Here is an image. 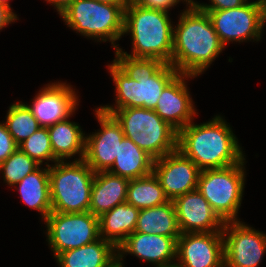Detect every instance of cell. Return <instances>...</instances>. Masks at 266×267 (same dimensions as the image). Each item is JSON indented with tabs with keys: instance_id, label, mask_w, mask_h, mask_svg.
<instances>
[{
	"instance_id": "1",
	"label": "cell",
	"mask_w": 266,
	"mask_h": 267,
	"mask_svg": "<svg viewBox=\"0 0 266 267\" xmlns=\"http://www.w3.org/2000/svg\"><path fill=\"white\" fill-rule=\"evenodd\" d=\"M108 65L116 85V105L100 108L109 114L124 108L155 109L164 87L178 74L168 63L153 58H136L115 52Z\"/></svg>"
},
{
	"instance_id": "2",
	"label": "cell",
	"mask_w": 266,
	"mask_h": 267,
	"mask_svg": "<svg viewBox=\"0 0 266 267\" xmlns=\"http://www.w3.org/2000/svg\"><path fill=\"white\" fill-rule=\"evenodd\" d=\"M174 27L171 65L178 73L199 76L224 50L209 15L188 6Z\"/></svg>"
},
{
	"instance_id": "3",
	"label": "cell",
	"mask_w": 266,
	"mask_h": 267,
	"mask_svg": "<svg viewBox=\"0 0 266 267\" xmlns=\"http://www.w3.org/2000/svg\"><path fill=\"white\" fill-rule=\"evenodd\" d=\"M230 125L215 116L202 124L190 122L178 131L177 149L200 169L224 168L244 159Z\"/></svg>"
},
{
	"instance_id": "4",
	"label": "cell",
	"mask_w": 266,
	"mask_h": 267,
	"mask_svg": "<svg viewBox=\"0 0 266 267\" xmlns=\"http://www.w3.org/2000/svg\"><path fill=\"white\" fill-rule=\"evenodd\" d=\"M131 33L132 54L136 58H153L171 64L174 27L168 12L140 7L131 1L124 10L123 34Z\"/></svg>"
},
{
	"instance_id": "5",
	"label": "cell",
	"mask_w": 266,
	"mask_h": 267,
	"mask_svg": "<svg viewBox=\"0 0 266 267\" xmlns=\"http://www.w3.org/2000/svg\"><path fill=\"white\" fill-rule=\"evenodd\" d=\"M112 115L129 138L154 160L177 150L178 131L160 118L153 109L124 108Z\"/></svg>"
},
{
	"instance_id": "6",
	"label": "cell",
	"mask_w": 266,
	"mask_h": 267,
	"mask_svg": "<svg viewBox=\"0 0 266 267\" xmlns=\"http://www.w3.org/2000/svg\"><path fill=\"white\" fill-rule=\"evenodd\" d=\"M94 176L95 172L84 160L49 165L52 212H88Z\"/></svg>"
},
{
	"instance_id": "7",
	"label": "cell",
	"mask_w": 266,
	"mask_h": 267,
	"mask_svg": "<svg viewBox=\"0 0 266 267\" xmlns=\"http://www.w3.org/2000/svg\"><path fill=\"white\" fill-rule=\"evenodd\" d=\"M68 27L83 36L106 42L117 50L115 42L123 36L124 9L95 0H74L60 14Z\"/></svg>"
},
{
	"instance_id": "8",
	"label": "cell",
	"mask_w": 266,
	"mask_h": 267,
	"mask_svg": "<svg viewBox=\"0 0 266 267\" xmlns=\"http://www.w3.org/2000/svg\"><path fill=\"white\" fill-rule=\"evenodd\" d=\"M244 160L224 168L201 170L198 177L197 190L224 223L239 221L246 175Z\"/></svg>"
},
{
	"instance_id": "9",
	"label": "cell",
	"mask_w": 266,
	"mask_h": 267,
	"mask_svg": "<svg viewBox=\"0 0 266 267\" xmlns=\"http://www.w3.org/2000/svg\"><path fill=\"white\" fill-rule=\"evenodd\" d=\"M47 240L54 258L63 251L90 244L100 238L99 217L92 213L51 212L46 220Z\"/></svg>"
},
{
	"instance_id": "10",
	"label": "cell",
	"mask_w": 266,
	"mask_h": 267,
	"mask_svg": "<svg viewBox=\"0 0 266 267\" xmlns=\"http://www.w3.org/2000/svg\"><path fill=\"white\" fill-rule=\"evenodd\" d=\"M206 12L220 41L226 47L229 42L259 41L262 35L261 3L246 2L238 8L225 10H201Z\"/></svg>"
},
{
	"instance_id": "11",
	"label": "cell",
	"mask_w": 266,
	"mask_h": 267,
	"mask_svg": "<svg viewBox=\"0 0 266 267\" xmlns=\"http://www.w3.org/2000/svg\"><path fill=\"white\" fill-rule=\"evenodd\" d=\"M224 267H258L266 252V234L241 221L225 222Z\"/></svg>"
},
{
	"instance_id": "12",
	"label": "cell",
	"mask_w": 266,
	"mask_h": 267,
	"mask_svg": "<svg viewBox=\"0 0 266 267\" xmlns=\"http://www.w3.org/2000/svg\"><path fill=\"white\" fill-rule=\"evenodd\" d=\"M101 129L86 137L84 161L95 172L108 171L118 156L124 138L121 125L112 114L100 107L95 110Z\"/></svg>"
},
{
	"instance_id": "13",
	"label": "cell",
	"mask_w": 266,
	"mask_h": 267,
	"mask_svg": "<svg viewBox=\"0 0 266 267\" xmlns=\"http://www.w3.org/2000/svg\"><path fill=\"white\" fill-rule=\"evenodd\" d=\"M176 259L175 267H224L222 231L181 233Z\"/></svg>"
},
{
	"instance_id": "14",
	"label": "cell",
	"mask_w": 266,
	"mask_h": 267,
	"mask_svg": "<svg viewBox=\"0 0 266 267\" xmlns=\"http://www.w3.org/2000/svg\"><path fill=\"white\" fill-rule=\"evenodd\" d=\"M200 169L178 149L154 160L153 173L171 201L197 189Z\"/></svg>"
},
{
	"instance_id": "15",
	"label": "cell",
	"mask_w": 266,
	"mask_h": 267,
	"mask_svg": "<svg viewBox=\"0 0 266 267\" xmlns=\"http://www.w3.org/2000/svg\"><path fill=\"white\" fill-rule=\"evenodd\" d=\"M32 101V105H25L40 127H49L68 119L79 105L75 89L63 82L46 85Z\"/></svg>"
},
{
	"instance_id": "16",
	"label": "cell",
	"mask_w": 266,
	"mask_h": 267,
	"mask_svg": "<svg viewBox=\"0 0 266 267\" xmlns=\"http://www.w3.org/2000/svg\"><path fill=\"white\" fill-rule=\"evenodd\" d=\"M173 204L181 233L223 230L224 222L197 189L177 197Z\"/></svg>"
},
{
	"instance_id": "17",
	"label": "cell",
	"mask_w": 266,
	"mask_h": 267,
	"mask_svg": "<svg viewBox=\"0 0 266 267\" xmlns=\"http://www.w3.org/2000/svg\"><path fill=\"white\" fill-rule=\"evenodd\" d=\"M195 76L178 73L162 90L154 109L157 115L179 131L193 121L196 109L186 81Z\"/></svg>"
},
{
	"instance_id": "18",
	"label": "cell",
	"mask_w": 266,
	"mask_h": 267,
	"mask_svg": "<svg viewBox=\"0 0 266 267\" xmlns=\"http://www.w3.org/2000/svg\"><path fill=\"white\" fill-rule=\"evenodd\" d=\"M177 239L133 232L117 248L118 261H122L123 254L128 253L143 261L153 263L155 267H175Z\"/></svg>"
},
{
	"instance_id": "19",
	"label": "cell",
	"mask_w": 266,
	"mask_h": 267,
	"mask_svg": "<svg viewBox=\"0 0 266 267\" xmlns=\"http://www.w3.org/2000/svg\"><path fill=\"white\" fill-rule=\"evenodd\" d=\"M129 179L108 171L95 173L91 187L89 212L100 217L118 204L126 202Z\"/></svg>"
},
{
	"instance_id": "20",
	"label": "cell",
	"mask_w": 266,
	"mask_h": 267,
	"mask_svg": "<svg viewBox=\"0 0 266 267\" xmlns=\"http://www.w3.org/2000/svg\"><path fill=\"white\" fill-rule=\"evenodd\" d=\"M117 248L103 238L76 249L59 253L60 267H114L118 263Z\"/></svg>"
},
{
	"instance_id": "21",
	"label": "cell",
	"mask_w": 266,
	"mask_h": 267,
	"mask_svg": "<svg viewBox=\"0 0 266 267\" xmlns=\"http://www.w3.org/2000/svg\"><path fill=\"white\" fill-rule=\"evenodd\" d=\"M139 209L123 202L99 217V236L118 248L135 231Z\"/></svg>"
},
{
	"instance_id": "22",
	"label": "cell",
	"mask_w": 266,
	"mask_h": 267,
	"mask_svg": "<svg viewBox=\"0 0 266 267\" xmlns=\"http://www.w3.org/2000/svg\"><path fill=\"white\" fill-rule=\"evenodd\" d=\"M54 157L66 161L79 154L75 161L83 160L85 155L86 136L79 124L68 119L47 127Z\"/></svg>"
},
{
	"instance_id": "23",
	"label": "cell",
	"mask_w": 266,
	"mask_h": 267,
	"mask_svg": "<svg viewBox=\"0 0 266 267\" xmlns=\"http://www.w3.org/2000/svg\"><path fill=\"white\" fill-rule=\"evenodd\" d=\"M154 159L129 138L124 137L119 145L118 156L108 172L129 180L153 173Z\"/></svg>"
},
{
	"instance_id": "24",
	"label": "cell",
	"mask_w": 266,
	"mask_h": 267,
	"mask_svg": "<svg viewBox=\"0 0 266 267\" xmlns=\"http://www.w3.org/2000/svg\"><path fill=\"white\" fill-rule=\"evenodd\" d=\"M46 168L38 167L21 180L16 187L23 202L30 208L38 210L43 220L52 212L50 183H49V163L45 162Z\"/></svg>"
},
{
	"instance_id": "25",
	"label": "cell",
	"mask_w": 266,
	"mask_h": 267,
	"mask_svg": "<svg viewBox=\"0 0 266 267\" xmlns=\"http://www.w3.org/2000/svg\"><path fill=\"white\" fill-rule=\"evenodd\" d=\"M134 232L179 238L181 231L173 201L169 200L155 207L140 209Z\"/></svg>"
},
{
	"instance_id": "26",
	"label": "cell",
	"mask_w": 266,
	"mask_h": 267,
	"mask_svg": "<svg viewBox=\"0 0 266 267\" xmlns=\"http://www.w3.org/2000/svg\"><path fill=\"white\" fill-rule=\"evenodd\" d=\"M168 201L154 173L129 181L126 202L137 209L155 207Z\"/></svg>"
},
{
	"instance_id": "27",
	"label": "cell",
	"mask_w": 266,
	"mask_h": 267,
	"mask_svg": "<svg viewBox=\"0 0 266 267\" xmlns=\"http://www.w3.org/2000/svg\"><path fill=\"white\" fill-rule=\"evenodd\" d=\"M4 123L17 145L21 144L40 128L37 119L25 103L21 101L9 107Z\"/></svg>"
},
{
	"instance_id": "28",
	"label": "cell",
	"mask_w": 266,
	"mask_h": 267,
	"mask_svg": "<svg viewBox=\"0 0 266 267\" xmlns=\"http://www.w3.org/2000/svg\"><path fill=\"white\" fill-rule=\"evenodd\" d=\"M39 166L32 158L18 148L7 160L0 164V171L3 174L4 181L11 187L18 184Z\"/></svg>"
},
{
	"instance_id": "29",
	"label": "cell",
	"mask_w": 266,
	"mask_h": 267,
	"mask_svg": "<svg viewBox=\"0 0 266 267\" xmlns=\"http://www.w3.org/2000/svg\"><path fill=\"white\" fill-rule=\"evenodd\" d=\"M18 148L40 166L45 160L54 163L58 161L53 154L47 127H40L33 135L19 144Z\"/></svg>"
},
{
	"instance_id": "30",
	"label": "cell",
	"mask_w": 266,
	"mask_h": 267,
	"mask_svg": "<svg viewBox=\"0 0 266 267\" xmlns=\"http://www.w3.org/2000/svg\"><path fill=\"white\" fill-rule=\"evenodd\" d=\"M17 149L18 145L9 134L5 123H0V164L7 160Z\"/></svg>"
},
{
	"instance_id": "31",
	"label": "cell",
	"mask_w": 266,
	"mask_h": 267,
	"mask_svg": "<svg viewBox=\"0 0 266 267\" xmlns=\"http://www.w3.org/2000/svg\"><path fill=\"white\" fill-rule=\"evenodd\" d=\"M211 4H200L196 2L194 5L199 10H225L230 8H238L245 4L248 0H210Z\"/></svg>"
},
{
	"instance_id": "32",
	"label": "cell",
	"mask_w": 266,
	"mask_h": 267,
	"mask_svg": "<svg viewBox=\"0 0 266 267\" xmlns=\"http://www.w3.org/2000/svg\"><path fill=\"white\" fill-rule=\"evenodd\" d=\"M182 0H133L137 5L146 9H155L168 12Z\"/></svg>"
},
{
	"instance_id": "33",
	"label": "cell",
	"mask_w": 266,
	"mask_h": 267,
	"mask_svg": "<svg viewBox=\"0 0 266 267\" xmlns=\"http://www.w3.org/2000/svg\"><path fill=\"white\" fill-rule=\"evenodd\" d=\"M18 20L17 15L12 12L11 7L0 3V30L5 28L7 25Z\"/></svg>"
},
{
	"instance_id": "34",
	"label": "cell",
	"mask_w": 266,
	"mask_h": 267,
	"mask_svg": "<svg viewBox=\"0 0 266 267\" xmlns=\"http://www.w3.org/2000/svg\"><path fill=\"white\" fill-rule=\"evenodd\" d=\"M55 6L58 14H60L66 7H68L74 0H45Z\"/></svg>"
},
{
	"instance_id": "35",
	"label": "cell",
	"mask_w": 266,
	"mask_h": 267,
	"mask_svg": "<svg viewBox=\"0 0 266 267\" xmlns=\"http://www.w3.org/2000/svg\"><path fill=\"white\" fill-rule=\"evenodd\" d=\"M101 3H108L121 6L124 10L133 0H95Z\"/></svg>"
},
{
	"instance_id": "36",
	"label": "cell",
	"mask_w": 266,
	"mask_h": 267,
	"mask_svg": "<svg viewBox=\"0 0 266 267\" xmlns=\"http://www.w3.org/2000/svg\"><path fill=\"white\" fill-rule=\"evenodd\" d=\"M261 22H262V29L266 23V2L261 3Z\"/></svg>"
},
{
	"instance_id": "37",
	"label": "cell",
	"mask_w": 266,
	"mask_h": 267,
	"mask_svg": "<svg viewBox=\"0 0 266 267\" xmlns=\"http://www.w3.org/2000/svg\"><path fill=\"white\" fill-rule=\"evenodd\" d=\"M183 2H186L187 6H194L196 4V2L194 0H184Z\"/></svg>"
},
{
	"instance_id": "38",
	"label": "cell",
	"mask_w": 266,
	"mask_h": 267,
	"mask_svg": "<svg viewBox=\"0 0 266 267\" xmlns=\"http://www.w3.org/2000/svg\"><path fill=\"white\" fill-rule=\"evenodd\" d=\"M0 3H3L7 5L8 7H10L9 0H0Z\"/></svg>"
},
{
	"instance_id": "39",
	"label": "cell",
	"mask_w": 266,
	"mask_h": 267,
	"mask_svg": "<svg viewBox=\"0 0 266 267\" xmlns=\"http://www.w3.org/2000/svg\"><path fill=\"white\" fill-rule=\"evenodd\" d=\"M114 267H124L122 261H118V263Z\"/></svg>"
},
{
	"instance_id": "40",
	"label": "cell",
	"mask_w": 266,
	"mask_h": 267,
	"mask_svg": "<svg viewBox=\"0 0 266 267\" xmlns=\"http://www.w3.org/2000/svg\"><path fill=\"white\" fill-rule=\"evenodd\" d=\"M260 3L266 2V0H258Z\"/></svg>"
}]
</instances>
